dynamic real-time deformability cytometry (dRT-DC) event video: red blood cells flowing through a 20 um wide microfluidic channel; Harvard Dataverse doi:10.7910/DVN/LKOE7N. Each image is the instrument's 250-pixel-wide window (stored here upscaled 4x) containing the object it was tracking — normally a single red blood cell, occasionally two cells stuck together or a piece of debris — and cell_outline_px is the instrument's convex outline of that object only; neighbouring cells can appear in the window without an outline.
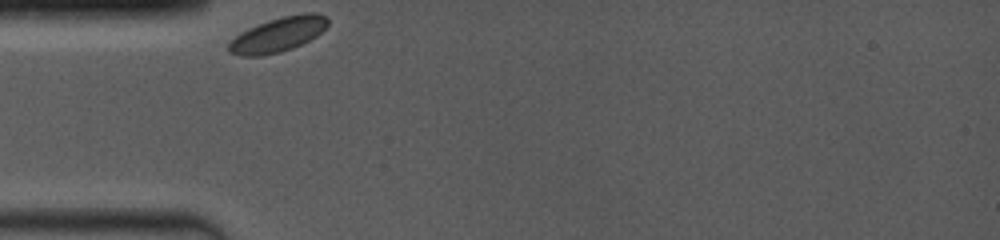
{"species": "common noctule bat (a hibernating species)", "species_latin": "Nyctalus noctula", "temperature_condition": "room temperature", "stored_images_in_passage": 44, "camera_frame_rate_fps": 4000, "um_per_image_px": 0.085, "animal": {"sex": "female", "body_mass_g": 19.0, "forearm_length_mm": 53.3}, "frame": {"image": 1, "passage_image": 1, "time_ms": 0.0, "image_size_px": [1000, 240], "cell_outline_px": [[328, 24], [316, 36], [292, 48], [280, 52], [260, 56], [240, 56], [228, 52], [228, 44], [236, 36], [248, 28], [268, 20], [300, 12], [316, 12], [328, 16]], "centroid_in_image_um": [23.64, 2.92], "position_along_channel_um": 61.4, "area_um2": 19.94}}
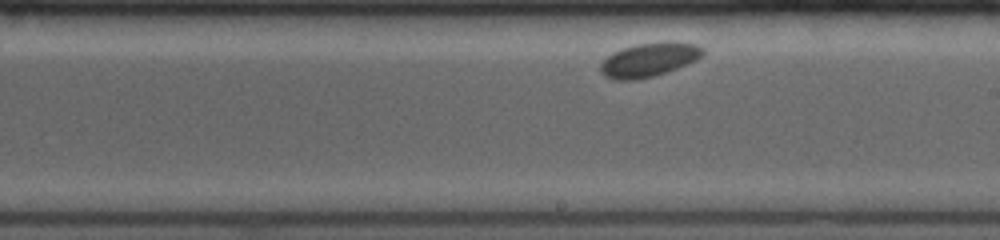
{"frame": {"image": 2, "passage_image": 24, "time_ms": 5.0, "image_size_px": [1000, 240], "cell_outline_px": [[704, 52], [696, 60], [668, 72], [636, 80], [616, 80], [604, 76], [600, 72], [600, 64], [612, 52], [636, 44], [664, 40], [672, 40], [700, 44], [704, 48]], "centroid_in_image_um": [55.2, 5.05], "position_along_channel_um": 233.8, "area_um2": 20.63}}
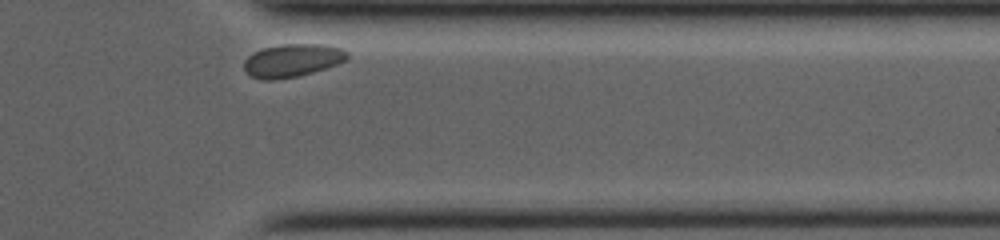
{"frame": {"image": 3, "passage_image": 44, "time_ms": 9.25, "image_size_px": [1000, 240], "cell_outline_px": [[348, 60], [300, 76], [272, 80], [260, 80], [252, 76], [244, 68], [244, 60], [248, 56], [264, 48], [284, 44], [324, 44], [340, 48], [348, 52]], "centroid_in_image_um": [24.86, 5.14], "position_along_channel_um": 386.5, "area_um2": 19.71}}